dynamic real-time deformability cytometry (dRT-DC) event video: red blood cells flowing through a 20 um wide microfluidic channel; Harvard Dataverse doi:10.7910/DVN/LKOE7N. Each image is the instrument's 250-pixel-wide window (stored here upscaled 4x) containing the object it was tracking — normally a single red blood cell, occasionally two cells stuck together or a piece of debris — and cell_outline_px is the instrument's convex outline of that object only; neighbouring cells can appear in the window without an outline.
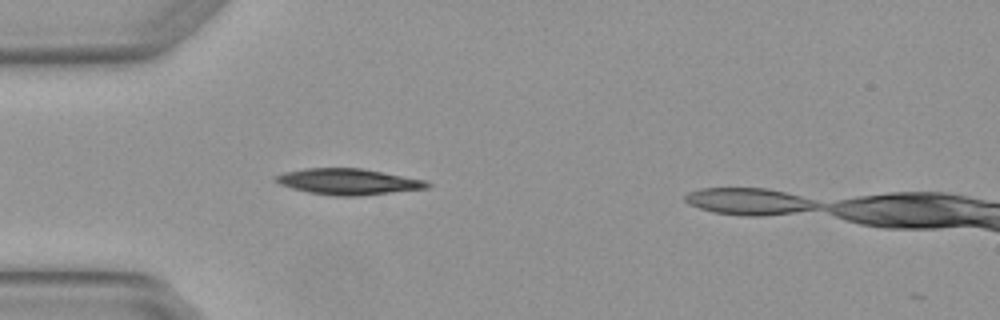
{"species": "Egyptian fruit bat (a non-hibernating species)", "species_latin": "Rousettus aegyptiacus", "temperature_condition": "warm", "stored_images_in_passage": 3, "segment_of_instrument_passage": [1, 2], "camera_frame_rate_fps": 3000, "um_per_image_px": 0.085, "animal": {"sex": "female"}, "frame": {"image": 1, "passage_image": 2, "time_ms": 0.333, "image_size_px": [1000, 320], "cell_outline_px": [[432, 184], [428, 188], [360, 196], [336, 196], [308, 192], [292, 188], [280, 184], [276, 180], [276, 176], [284, 172], [304, 168], [360, 168], [424, 180]], "centroid_in_image_um": [29.6, 15.44], "position_along_channel_um": 55.4, "area_um2": 22.72}}